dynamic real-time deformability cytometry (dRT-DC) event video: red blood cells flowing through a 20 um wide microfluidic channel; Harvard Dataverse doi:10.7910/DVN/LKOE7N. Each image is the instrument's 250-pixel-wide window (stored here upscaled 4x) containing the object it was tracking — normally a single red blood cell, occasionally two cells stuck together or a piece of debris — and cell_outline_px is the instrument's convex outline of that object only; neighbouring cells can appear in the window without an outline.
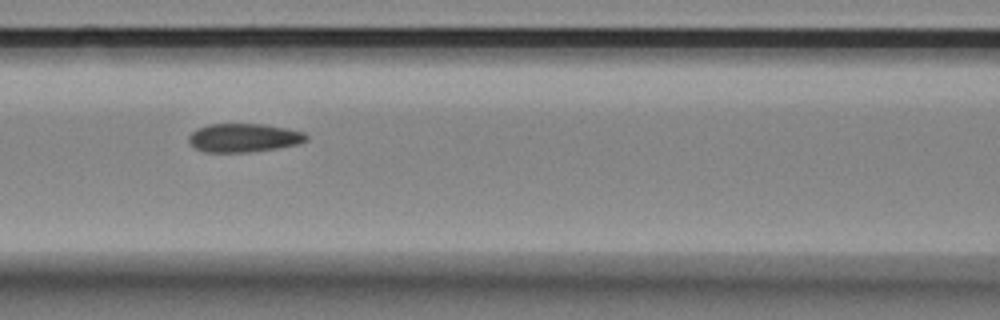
{"species": "Egyptian fruit bat (a non-hibernating species)", "species_latin": "Rousettus aegyptiacus", "temperature_condition": "room temperature", "stored_images_in_passage": 7, "camera_frame_rate_fps": 3000, "um_per_image_px": 0.085, "animal": {"sex": "female"}, "frame": {"image": 1, "passage_image": 5, "time_ms": 1.333, "image_size_px": [1000, 320], "cell_outline_px": [[308, 140], [296, 144], [276, 148], [248, 152], [204, 152], [196, 148], [188, 140], [188, 136], [196, 128], [208, 124], [264, 124], [304, 132], [308, 136]], "centroid_in_image_um": [20.69, 11.7], "position_along_channel_um": 145.9, "area_um2": 19.48}}
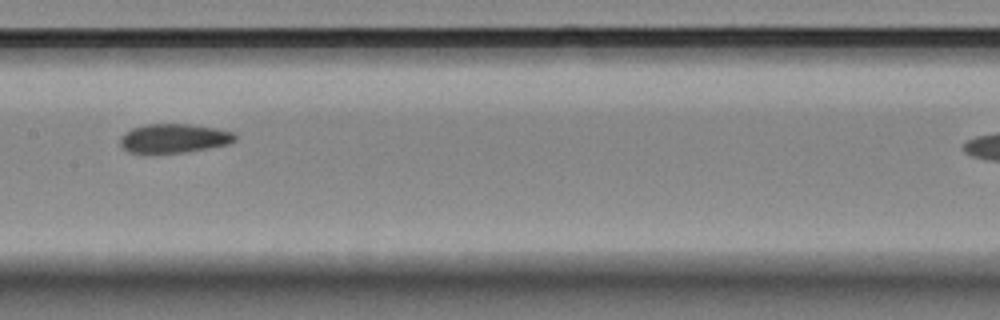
{"frame": {"image": 2, "passage_image": 6, "time_ms": 1.667, "image_size_px": [1000, 320], "cell_outline_px": [[236, 140], [228, 144], [208, 148], [184, 152], [144, 156], [128, 152], [120, 144], [120, 136], [124, 132], [132, 128], [144, 124], [192, 124], [216, 128], [232, 132], [236, 136]], "centroid_in_image_um": [14.7, 11.79], "position_along_channel_um": 192.7, "area_um2": 20.11}}